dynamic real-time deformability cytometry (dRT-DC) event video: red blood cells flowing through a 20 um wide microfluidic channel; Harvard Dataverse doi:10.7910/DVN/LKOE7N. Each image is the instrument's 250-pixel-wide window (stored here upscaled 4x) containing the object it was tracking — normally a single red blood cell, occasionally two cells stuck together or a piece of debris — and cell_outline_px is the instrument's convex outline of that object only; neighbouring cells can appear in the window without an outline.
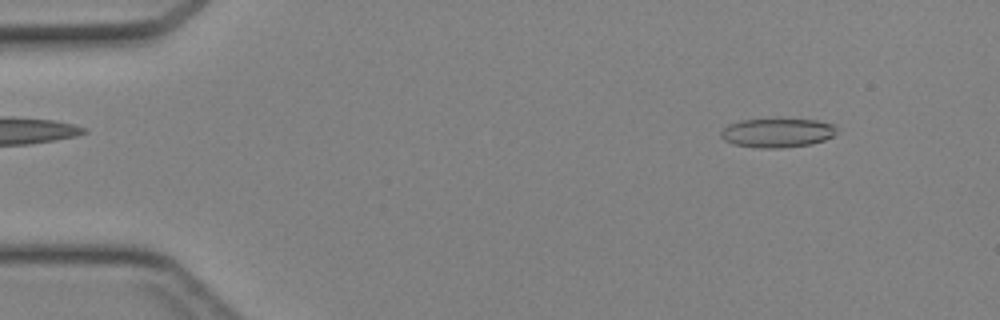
{"species": "Egyptian fruit bat (a non-hibernating species)", "species_latin": "Rousettus aegyptiacus", "temperature_condition": "cold", "stored_images_in_passage": 41, "camera_frame_rate_fps": 3000, "um_per_image_px": 0.085, "animal": {"sex": "female"}, "frame": {"image": 1, "passage_image": 1, "time_ms": 0.0, "image_size_px": [1000, 320], "cell_outline_px": [[836, 132], [832, 136], [824, 140], [808, 144], [780, 148], [760, 148], [732, 144], [724, 140], [720, 136], [720, 132], [728, 124], [740, 120], [816, 120], [836, 124]], "centroid_in_image_um": [66.04, 11.29], "position_along_channel_um": 19.0, "area_um2": 19.42}}
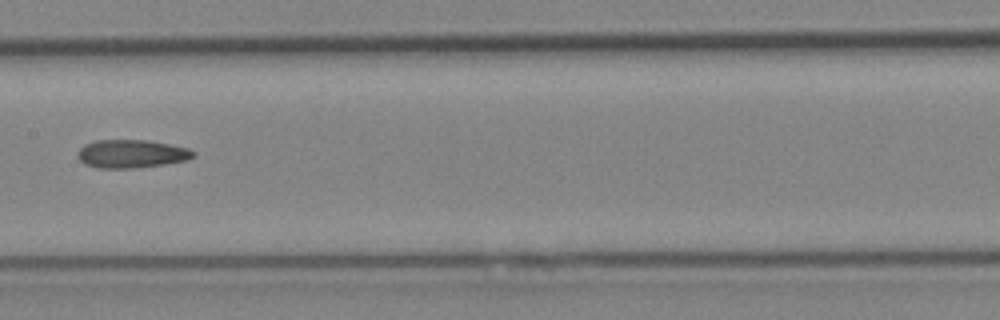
{"frame": {"image": 2, "passage_image": 19, "time_ms": 6.0, "image_size_px": [1000, 320], "cell_outline_px": [[196, 156], [188, 160], [164, 164], [136, 168], [96, 168], [84, 164], [76, 156], [76, 152], [84, 144], [96, 140], [148, 140], [188, 148], [196, 152]], "centroid_in_image_um": [11.16, 13.08], "position_along_channel_um": 196.2, "area_um2": 19.25}}
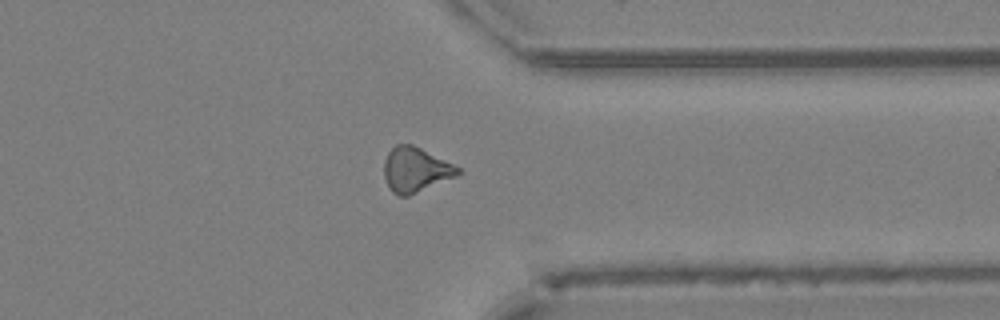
{"frame": {"image": 3, "passage_image": 31, "time_ms": 10.0, "image_size_px": [1000, 320], "cell_outline_px": [[464, 172], [456, 176], [408, 196], [400, 196], [392, 192], [388, 188], [384, 176], [384, 160], [388, 152], [396, 144], [412, 144], [460, 168]], "centroid_in_image_um": [35.3, 14.43], "position_along_channel_um": 376.1, "area_um2": 19.13}}